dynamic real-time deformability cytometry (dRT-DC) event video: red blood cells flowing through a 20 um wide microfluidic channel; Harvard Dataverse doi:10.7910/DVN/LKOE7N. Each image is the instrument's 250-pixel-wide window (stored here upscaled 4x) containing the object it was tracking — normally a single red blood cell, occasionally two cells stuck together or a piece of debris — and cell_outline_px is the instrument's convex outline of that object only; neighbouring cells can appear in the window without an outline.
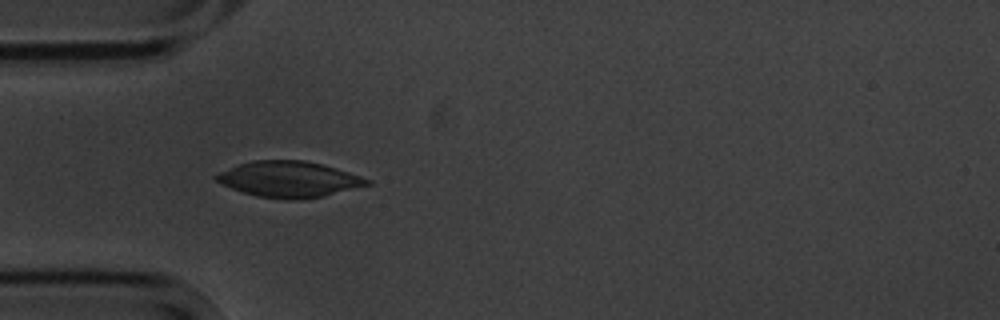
{"species": "common noctule bat (a hibernating species)", "species_latin": "Nyctalus noctula", "temperature_condition": "cold", "stored_images_in_passage": 6, "camera_frame_rate_fps": 3000, "um_per_image_px": 0.085, "animal": {"sex": "male", "body_mass_g": 20.1, "forearm_length_mm": 53.5}, "frame": {"image": 1, "passage_image": 5, "time_ms": 4.667, "image_size_px": [1000, 320], "cell_outline_px": [[372, 184], [324, 196], [300, 200], [256, 196], [232, 188], [216, 180], [212, 176], [220, 172], [240, 164], [252, 160], [304, 160], [324, 164], [372, 180]], "centroid_in_image_um": [24.61, 15.23], "position_along_channel_um": 60.4, "area_um2": 31.33}}
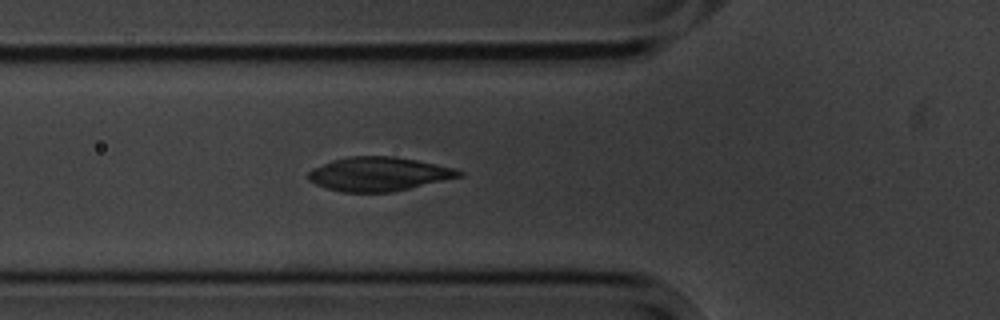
{"frame": {"image": 2, "passage_image": 6, "time_ms": 5.667, "image_size_px": [1000, 320], "cell_outline_px": [[464, 176], [392, 192], [340, 192], [316, 184], [308, 180], [308, 172], [312, 168], [332, 160], [348, 156], [396, 156], [436, 164], [452, 168], [464, 172]], "centroid_in_image_um": [32.19, 14.79], "position_along_channel_um": 93.6, "area_um2": 29.82}}